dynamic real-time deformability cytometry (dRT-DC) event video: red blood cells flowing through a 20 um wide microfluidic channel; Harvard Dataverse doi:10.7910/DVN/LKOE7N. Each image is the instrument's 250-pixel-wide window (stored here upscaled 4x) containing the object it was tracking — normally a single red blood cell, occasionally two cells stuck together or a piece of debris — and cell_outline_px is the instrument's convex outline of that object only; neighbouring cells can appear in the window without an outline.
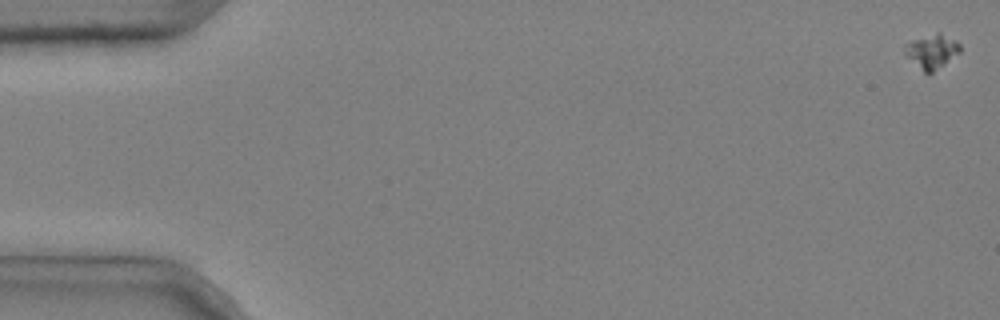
{"species": "common noctule bat (a hibernating species)", "species_latin": "Nyctalus noctula", "temperature_condition": "cold", "stored_images_in_passage": 15, "camera_frame_rate_fps": 3000, "um_per_image_px": 0.085, "animal": {"sex": "male", "body_mass_g": 20.4}, "frame": {"image": 1, "passage_image": 1, "time_ms": 0.0, "image_size_px": [1000, 320], "cell_outline_px": [[960, 52], [944, 64], [932, 72], [924, 72], [904, 52], [908, 44], [912, 40], [936, 32], [940, 32], [956, 40], [960, 44]], "centroid_in_image_um": [79.26, 4.33], "position_along_channel_um": 5.7, "area_um2": 10.58}}
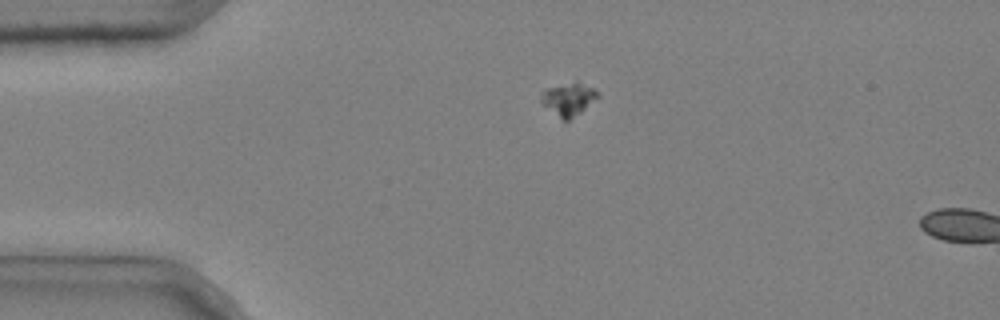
{"frame": {"image": 2, "passage_image": 13, "time_ms": 4.0, "image_size_px": [1000, 320], "cell_outline_px": [[600, 96], [580, 112], [568, 120], [564, 120], [544, 104], [540, 100], [540, 92], [548, 88], [576, 80], [600, 92]], "centroid_in_image_um": [48.35, 8.37], "position_along_channel_um": 36.7, "area_um2": 10.58}}